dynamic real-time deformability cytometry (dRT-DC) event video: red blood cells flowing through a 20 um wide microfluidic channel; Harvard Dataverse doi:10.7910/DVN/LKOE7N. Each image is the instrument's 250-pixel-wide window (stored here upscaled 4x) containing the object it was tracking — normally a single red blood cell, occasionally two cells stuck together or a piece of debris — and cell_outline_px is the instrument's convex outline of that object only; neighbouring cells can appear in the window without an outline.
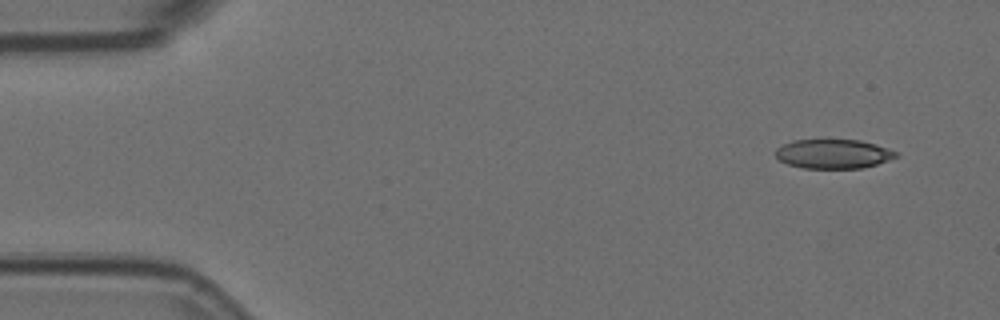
{"species": "Egyptian fruit bat (a non-hibernating species)", "species_latin": "Rousettus aegyptiacus", "temperature_condition": "room temperature", "stored_images_in_passage": 4, "camera_frame_rate_fps": 3000, "um_per_image_px": 0.085, "animal": {"sex": "female"}, "frame": {"image": 1, "passage_image": 1, "time_ms": 0.0, "image_size_px": [1000, 320], "cell_outline_px": [[900, 156], [876, 164], [860, 168], [804, 168], [788, 164], [780, 160], [776, 156], [776, 148], [792, 140], [860, 140], [876, 144], [900, 152]], "centroid_in_image_um": [70.87, 13.07], "position_along_channel_um": 14.1, "area_um2": 20.52}}